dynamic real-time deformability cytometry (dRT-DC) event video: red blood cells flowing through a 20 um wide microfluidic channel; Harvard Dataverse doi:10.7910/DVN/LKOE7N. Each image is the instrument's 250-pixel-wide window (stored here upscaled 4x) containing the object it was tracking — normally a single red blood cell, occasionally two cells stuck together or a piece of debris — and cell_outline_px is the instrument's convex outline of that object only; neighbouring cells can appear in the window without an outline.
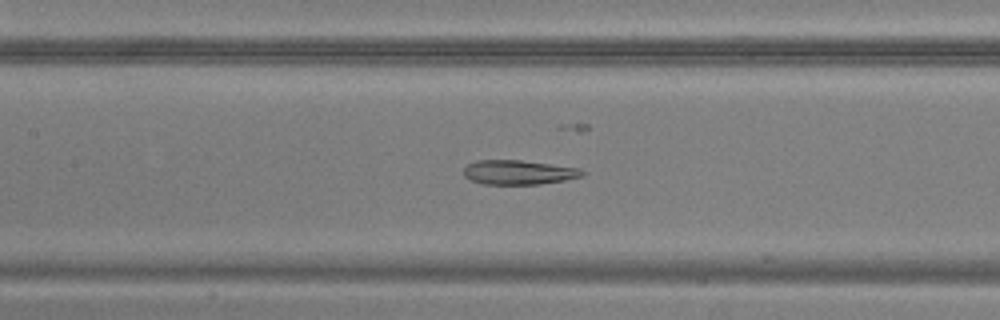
{"species": "common noctule bat (a hibernating species)", "species_latin": "Nyctalus noctula", "temperature_condition": "warm", "stored_images_in_passage": 39, "camera_frame_rate_fps": 3000, "um_per_image_px": 0.085, "animal": {"sex": "male", "body_mass_g": 20.5, "forearm_length_mm": 52.5}, "frame": {"image": 1, "passage_image": 12, "time_ms": 3.667, "image_size_px": [1000, 320], "cell_outline_px": [[584, 176], [564, 180], [540, 184], [484, 184], [468, 180], [464, 176], [464, 168], [468, 164], [476, 160], [520, 160], [580, 168], [584, 172]], "centroid_in_image_um": [44.05, 14.65], "position_along_channel_um": 163.3, "area_um2": 16.88}}
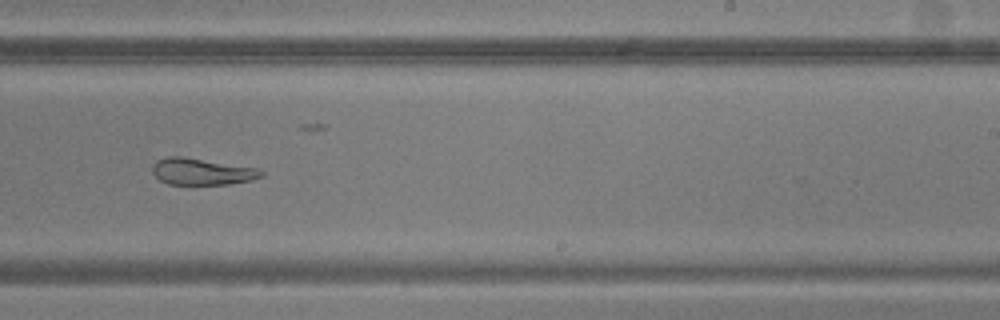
{"frame": {"image": 2, "passage_image": 20, "time_ms": 6.333, "image_size_px": [1000, 320], "cell_outline_px": [[264, 176], [252, 180], [228, 184], [168, 184], [160, 180], [152, 172], [152, 164], [156, 160], [168, 156], [184, 156], [256, 168], [264, 172]], "centroid_in_image_um": [17.13, 14.58], "position_along_channel_um": 271.9, "area_um2": 16.94}}
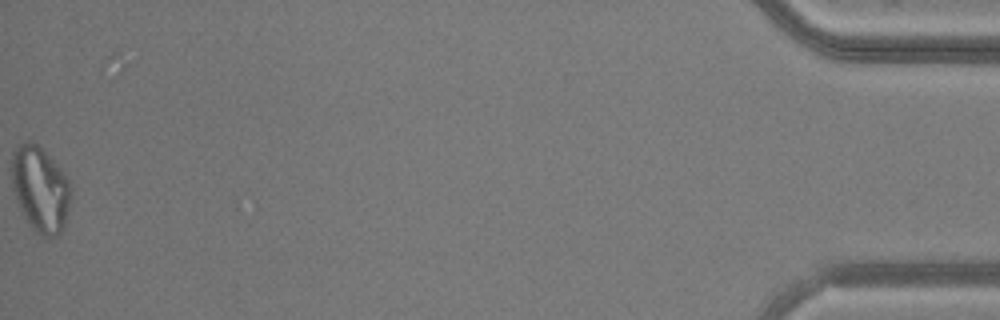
{"frame": {"image": 3, "passage_image": 39, "time_ms": 12.667, "image_size_px": [1000, 320], "cell_outline_px": [[72, 192], [64, 228], [56, 236], [48, 240], [32, 228], [28, 224], [20, 208], [12, 184], [12, 152], [16, 144], [28, 140], [32, 140], [48, 156], [68, 180], [72, 188]], "centroid_in_image_um": [3.42, 16.1], "position_along_channel_um": 431.8, "area_um2": 29.36}}